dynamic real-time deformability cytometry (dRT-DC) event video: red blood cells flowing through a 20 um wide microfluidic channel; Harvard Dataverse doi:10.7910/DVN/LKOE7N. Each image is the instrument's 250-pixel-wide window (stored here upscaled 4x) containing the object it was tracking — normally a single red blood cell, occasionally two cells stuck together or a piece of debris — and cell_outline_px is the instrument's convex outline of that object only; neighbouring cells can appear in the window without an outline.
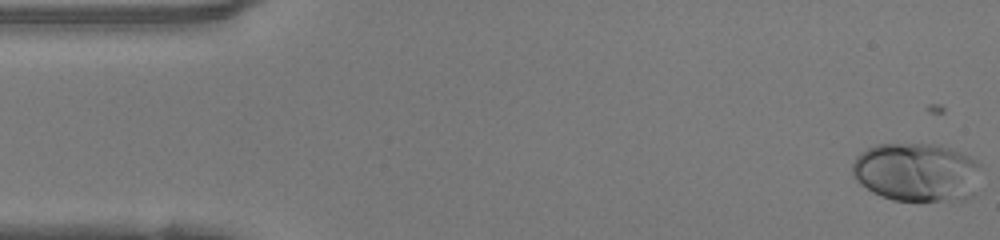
{"species": "human", "species_latin": "Homo sapiens", "temperature_condition": "warm", "stored_images_in_passage": 48, "camera_frame_rate_fps": 3000, "um_per_image_px": 0.085, "donor": {"sex": "female"}, "frame": {"image": 1, "passage_image": 1, "time_ms": 0.0, "image_size_px": [1000, 240], "cell_outline_px": [[980, 164], [948, 196], [940, 200], [892, 200], [880, 196], [872, 192], [860, 184], [852, 172], [852, 164], [856, 156], [860, 152], [876, 144], [940, 144], [952, 148], [976, 160]], "centroid_in_image_um": [77.54, 14.51], "position_along_channel_um": 7.5, "area_um2": 40.58}}
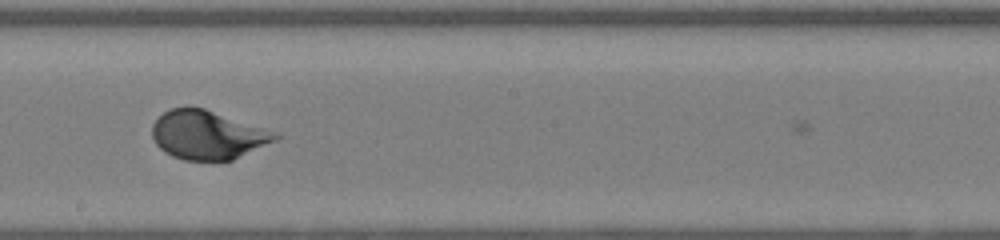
{"frame": {"image": 2, "passage_image": 26, "time_ms": 8.333, "image_size_px": [1000, 240], "cell_outline_px": [[280, 136], [276, 140], [232, 160], [184, 160], [172, 156], [164, 152], [156, 144], [152, 136], [152, 124], [164, 112], [172, 108], [188, 104], [204, 108], [280, 132]], "centroid_in_image_um": [17.65, 11.44], "position_along_channel_um": 230.5, "area_um2": 35.37}}
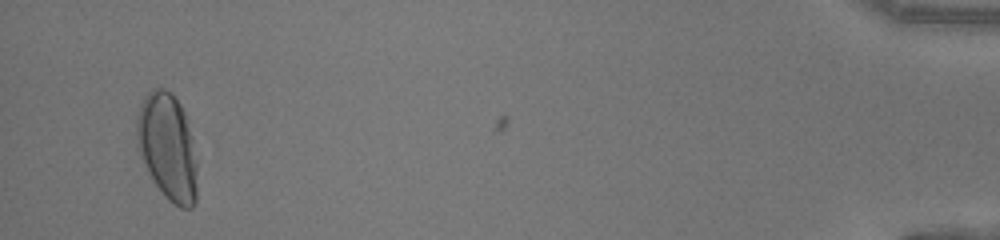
{"frame": {"image": 3, "passage_image": 46, "time_ms": 15.0, "image_size_px": [1000, 240], "cell_outline_px": [[196, 200], [192, 208], [180, 208], [168, 200], [164, 196], [148, 172], [136, 144], [136, 116], [140, 104], [144, 96], [152, 88], [164, 88], [172, 92], [180, 104], [184, 112], [192, 140], [196, 164]], "centroid_in_image_um": [14.21, 12.46], "position_along_channel_um": 421.0, "area_um2": 37.63}, "authors_computed_cell_mechanics": {"area_um2": 35.4892, "velocity_mm_per_s": 4.1978, "shape_relaxation_time_tau1_ms": 3.6283, "shape_relaxation_time_tau2_ms": null, "deformation_change_tau1": 0.2012, "deformation_change_tau2": null}}